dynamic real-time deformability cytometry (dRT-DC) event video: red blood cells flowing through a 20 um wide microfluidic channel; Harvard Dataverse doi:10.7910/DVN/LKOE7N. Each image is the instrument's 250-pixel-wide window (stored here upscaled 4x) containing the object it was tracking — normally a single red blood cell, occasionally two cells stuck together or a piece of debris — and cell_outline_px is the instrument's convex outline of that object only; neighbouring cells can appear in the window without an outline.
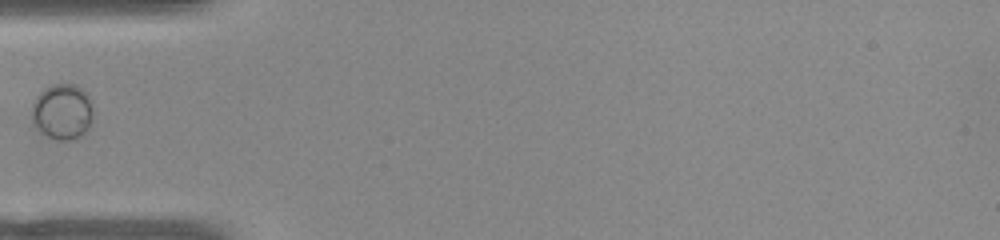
{"species": "common noctule bat (a hibernating species)", "species_latin": "Nyctalus noctula", "temperature_condition": "warm", "stored_images_in_passage": 36, "camera_frame_rate_fps": 3000, "um_per_image_px": 0.085, "animal": {"sex": "female", "body_mass_g": 22.0, "forearm_length_mm": 56.7}, "frame": {"image": 1, "passage_image": 1, "time_ms": 0.0, "image_size_px": [1000, 240], "cell_outline_px": [[92, 116], [84, 132], [80, 136], [68, 140], [56, 140], [48, 136], [36, 124], [32, 116], [32, 104], [36, 96], [44, 88], [52, 84], [76, 84], [84, 88], [88, 92], [92, 100]], "centroid_in_image_um": [5.33, 9.43], "position_along_channel_um": 79.7, "area_um2": 19.77}}
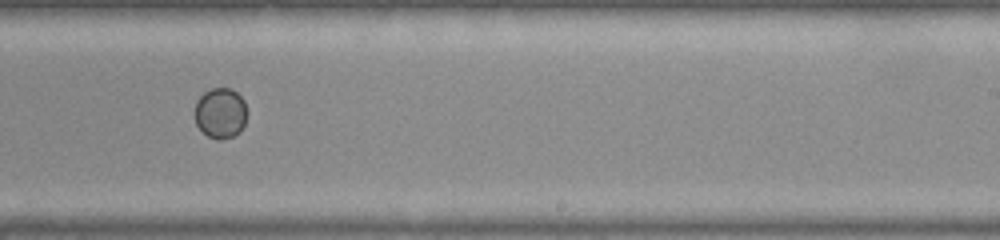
{"frame": {"image": 2, "passage_image": 16, "time_ms": 5.0, "image_size_px": [1000, 240], "cell_outline_px": [[244, 124], [240, 132], [232, 136], [220, 140], [208, 136], [196, 124], [196, 100], [204, 92], [212, 88], [232, 88], [244, 100]], "centroid_in_image_um": [18.72, 9.6], "position_along_channel_um": 270.3, "area_um2": 15.03}}
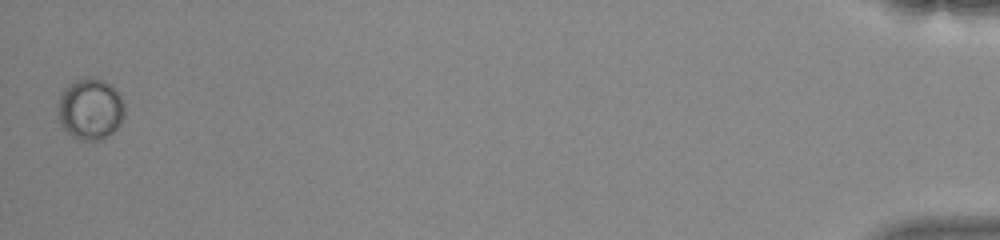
{"frame": {"image": 3, "passage_image": 36, "time_ms": 11.667, "image_size_px": [1000, 240], "cell_outline_px": [[124, 116], [120, 124], [104, 140], [80, 140], [72, 136], [60, 124], [56, 112], [56, 104], [64, 88], [68, 84], [84, 76], [104, 80], [112, 84], [116, 88], [124, 104]], "centroid_in_image_um": [7.66, 9.25], "position_along_channel_um": 427.5, "area_um2": 24.33}}